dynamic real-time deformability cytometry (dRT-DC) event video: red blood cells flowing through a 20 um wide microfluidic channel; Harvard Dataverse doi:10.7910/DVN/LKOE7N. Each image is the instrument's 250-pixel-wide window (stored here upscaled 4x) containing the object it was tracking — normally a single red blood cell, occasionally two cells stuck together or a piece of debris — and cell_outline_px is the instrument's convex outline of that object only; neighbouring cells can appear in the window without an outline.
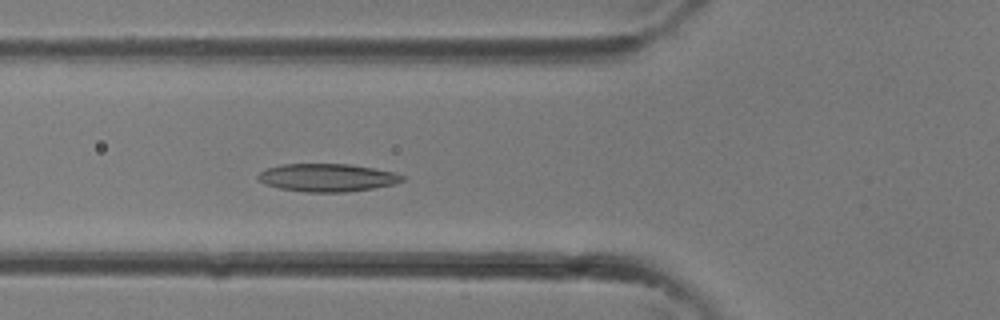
{"species": "common noctule bat (a hibernating species)", "species_latin": "Nyctalus noctula", "temperature_condition": "room temperature", "stored_images_in_passage": 33, "camera_frame_rate_fps": 3000, "um_per_image_px": 0.085, "animal": {"sex": "female"}, "frame": {"image": 1, "passage_image": 11, "time_ms": 3.333, "image_size_px": [1000, 320], "cell_outline_px": [[404, 180], [392, 184], [372, 188], [344, 192], [304, 192], [280, 188], [264, 184], [256, 176], [260, 172], [268, 168], [280, 164], [348, 164], [372, 168], [392, 172], [404, 176]], "centroid_in_image_um": [27.77, 15.1], "position_along_channel_um": 98.0, "area_um2": 23.18}}
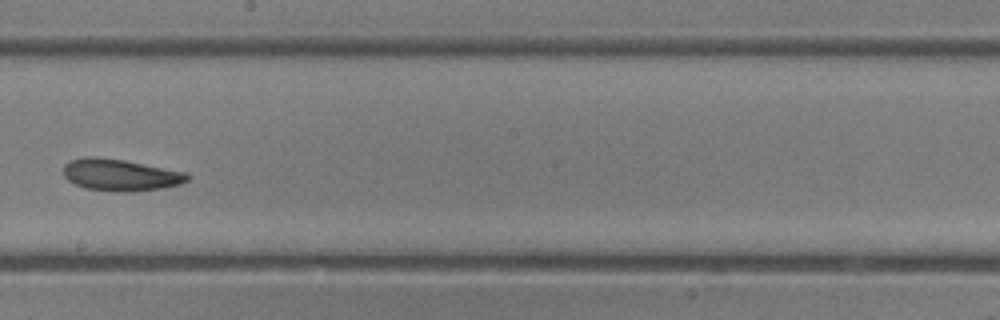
{"frame": {"image": 2, "passage_image": 18, "time_ms": 5.667, "image_size_px": [1000, 320], "cell_outline_px": [[192, 176], [188, 180], [180, 184], [160, 188], [132, 192], [116, 192], [84, 188], [68, 180], [64, 176], [64, 164], [68, 160], [88, 156], [96, 156], [124, 160], [188, 172]], "centroid_in_image_um": [10.24, 14.86], "position_along_channel_um": 238.0, "area_um2": 23.24}}
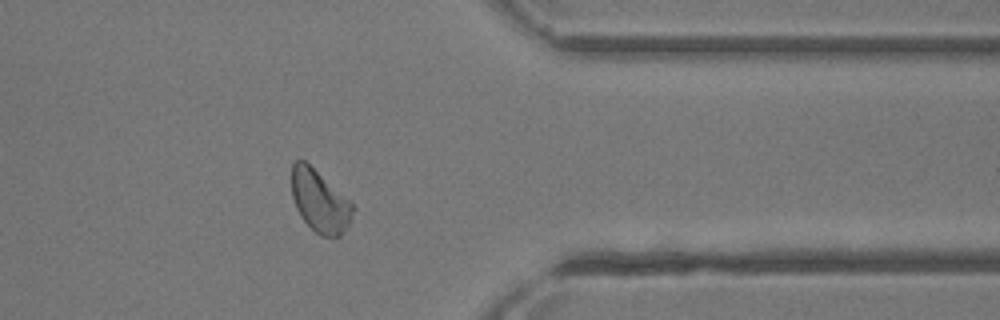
{"frame": {"image": 3, "passage_image": 26, "time_ms": 8.333, "image_size_px": [1000, 320], "cell_outline_px": [[356, 208], [348, 224], [340, 236], [320, 236], [300, 216], [296, 208], [292, 196], [292, 164], [296, 160], [304, 160], [348, 200]], "centroid_in_image_um": [27.16, 17.11], "position_along_channel_um": 384.2, "area_um2": 21.56}}